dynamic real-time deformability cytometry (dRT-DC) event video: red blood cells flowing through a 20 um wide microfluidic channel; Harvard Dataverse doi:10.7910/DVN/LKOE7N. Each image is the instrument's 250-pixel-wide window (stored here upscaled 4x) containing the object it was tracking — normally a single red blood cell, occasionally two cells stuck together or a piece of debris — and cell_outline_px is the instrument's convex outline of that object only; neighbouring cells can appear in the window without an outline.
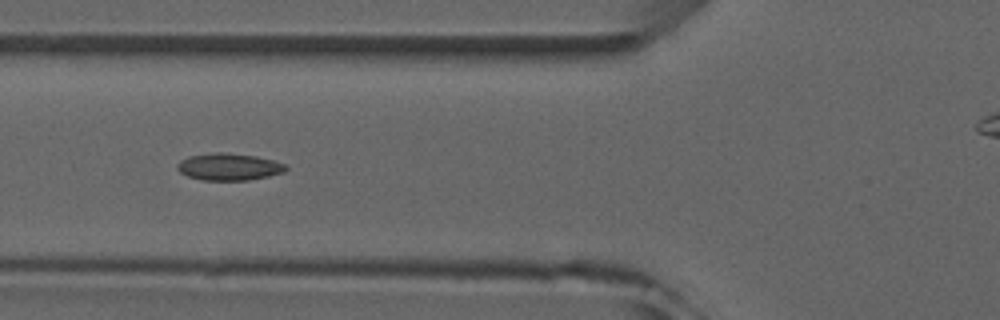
{"species": "common noctule bat (a hibernating species)", "species_latin": "Nyctalus noctula", "temperature_condition": "room temperature", "stored_images_in_passage": 7, "camera_frame_rate_fps": 3000, "um_per_image_px": 0.085, "animal": {"sex": "male", "forearm_length_mm": 52.5}, "frame": {"image": 1, "passage_image": 5, "time_ms": 5.333, "image_size_px": [1000, 320], "cell_outline_px": [[288, 168], [284, 172], [268, 176], [248, 180], [204, 180], [188, 176], [180, 172], [176, 168], [176, 164], [180, 160], [188, 156], [212, 152], [224, 152], [256, 156], [272, 160], [284, 164]], "centroid_in_image_um": [19.42, 14.17], "position_along_channel_um": 106.4, "area_um2": 17.11}}
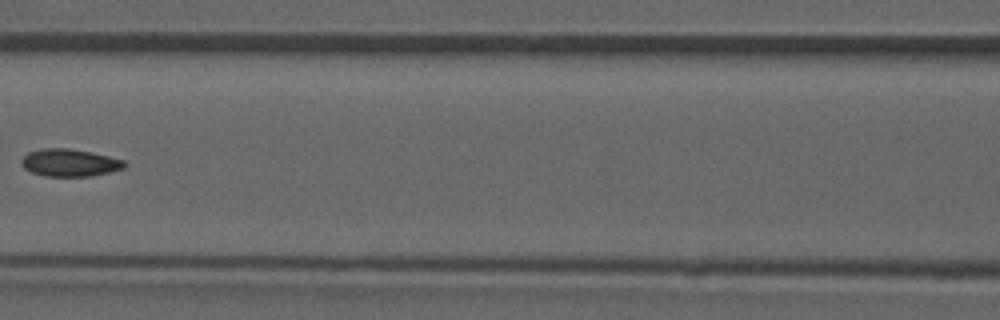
{"frame": {"image": 2, "passage_image": 6, "time_ms": 6.667, "image_size_px": [1000, 320], "cell_outline_px": [[128, 164], [124, 168], [92, 176], [44, 176], [32, 172], [24, 168], [20, 164], [20, 160], [28, 152], [40, 148], [68, 148], [92, 152], [124, 160]], "centroid_in_image_um": [5.9, 13.82], "position_along_channel_um": 160.7, "area_um2": 16.59}}